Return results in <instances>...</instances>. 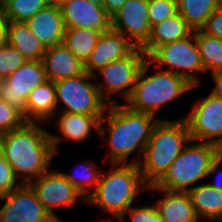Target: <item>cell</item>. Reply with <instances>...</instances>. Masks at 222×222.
<instances>
[{
  "label": "cell",
  "instance_id": "obj_42",
  "mask_svg": "<svg viewBox=\"0 0 222 222\" xmlns=\"http://www.w3.org/2000/svg\"><path fill=\"white\" fill-rule=\"evenodd\" d=\"M9 0H0V8H3V6L8 2Z\"/></svg>",
  "mask_w": 222,
  "mask_h": 222
},
{
  "label": "cell",
  "instance_id": "obj_8",
  "mask_svg": "<svg viewBox=\"0 0 222 222\" xmlns=\"http://www.w3.org/2000/svg\"><path fill=\"white\" fill-rule=\"evenodd\" d=\"M93 75L84 74L54 82L56 88L57 114L62 103V112L85 115H104L109 104L102 98Z\"/></svg>",
  "mask_w": 222,
  "mask_h": 222
},
{
  "label": "cell",
  "instance_id": "obj_21",
  "mask_svg": "<svg viewBox=\"0 0 222 222\" xmlns=\"http://www.w3.org/2000/svg\"><path fill=\"white\" fill-rule=\"evenodd\" d=\"M56 112V88L54 82L48 80L29 94L24 119L26 122L47 123L56 116Z\"/></svg>",
  "mask_w": 222,
  "mask_h": 222
},
{
  "label": "cell",
  "instance_id": "obj_2",
  "mask_svg": "<svg viewBox=\"0 0 222 222\" xmlns=\"http://www.w3.org/2000/svg\"><path fill=\"white\" fill-rule=\"evenodd\" d=\"M49 134L38 122H25L18 129L1 134L0 152L16 177H21L22 184H29L50 170L51 159L56 155Z\"/></svg>",
  "mask_w": 222,
  "mask_h": 222
},
{
  "label": "cell",
  "instance_id": "obj_40",
  "mask_svg": "<svg viewBox=\"0 0 222 222\" xmlns=\"http://www.w3.org/2000/svg\"><path fill=\"white\" fill-rule=\"evenodd\" d=\"M49 4L55 5V6H61L63 3L67 2L68 0H48Z\"/></svg>",
  "mask_w": 222,
  "mask_h": 222
},
{
  "label": "cell",
  "instance_id": "obj_24",
  "mask_svg": "<svg viewBox=\"0 0 222 222\" xmlns=\"http://www.w3.org/2000/svg\"><path fill=\"white\" fill-rule=\"evenodd\" d=\"M8 44L26 60H42L46 48L30 31L26 22H9Z\"/></svg>",
  "mask_w": 222,
  "mask_h": 222
},
{
  "label": "cell",
  "instance_id": "obj_30",
  "mask_svg": "<svg viewBox=\"0 0 222 222\" xmlns=\"http://www.w3.org/2000/svg\"><path fill=\"white\" fill-rule=\"evenodd\" d=\"M177 14L176 0H148V16L151 26Z\"/></svg>",
  "mask_w": 222,
  "mask_h": 222
},
{
  "label": "cell",
  "instance_id": "obj_28",
  "mask_svg": "<svg viewBox=\"0 0 222 222\" xmlns=\"http://www.w3.org/2000/svg\"><path fill=\"white\" fill-rule=\"evenodd\" d=\"M77 169L74 171L75 174H68L65 172L62 173L66 179L82 194V196L87 199L96 190L100 181L102 170L100 171L96 164L85 161L82 163V165H78ZM91 188H94L92 192H90Z\"/></svg>",
  "mask_w": 222,
  "mask_h": 222
},
{
  "label": "cell",
  "instance_id": "obj_32",
  "mask_svg": "<svg viewBox=\"0 0 222 222\" xmlns=\"http://www.w3.org/2000/svg\"><path fill=\"white\" fill-rule=\"evenodd\" d=\"M25 122L18 109L0 99V134L18 129Z\"/></svg>",
  "mask_w": 222,
  "mask_h": 222
},
{
  "label": "cell",
  "instance_id": "obj_11",
  "mask_svg": "<svg viewBox=\"0 0 222 222\" xmlns=\"http://www.w3.org/2000/svg\"><path fill=\"white\" fill-rule=\"evenodd\" d=\"M46 81L42 60H27L6 79L0 80V99L18 109L24 117L29 94Z\"/></svg>",
  "mask_w": 222,
  "mask_h": 222
},
{
  "label": "cell",
  "instance_id": "obj_10",
  "mask_svg": "<svg viewBox=\"0 0 222 222\" xmlns=\"http://www.w3.org/2000/svg\"><path fill=\"white\" fill-rule=\"evenodd\" d=\"M189 111L183 119L191 140L212 143L222 149V98L209 93Z\"/></svg>",
  "mask_w": 222,
  "mask_h": 222
},
{
  "label": "cell",
  "instance_id": "obj_25",
  "mask_svg": "<svg viewBox=\"0 0 222 222\" xmlns=\"http://www.w3.org/2000/svg\"><path fill=\"white\" fill-rule=\"evenodd\" d=\"M177 13L193 30H200L222 0H176Z\"/></svg>",
  "mask_w": 222,
  "mask_h": 222
},
{
  "label": "cell",
  "instance_id": "obj_29",
  "mask_svg": "<svg viewBox=\"0 0 222 222\" xmlns=\"http://www.w3.org/2000/svg\"><path fill=\"white\" fill-rule=\"evenodd\" d=\"M47 5L48 0H9L2 9L9 21L26 22Z\"/></svg>",
  "mask_w": 222,
  "mask_h": 222
},
{
  "label": "cell",
  "instance_id": "obj_38",
  "mask_svg": "<svg viewBox=\"0 0 222 222\" xmlns=\"http://www.w3.org/2000/svg\"><path fill=\"white\" fill-rule=\"evenodd\" d=\"M128 0H104V9L112 17Z\"/></svg>",
  "mask_w": 222,
  "mask_h": 222
},
{
  "label": "cell",
  "instance_id": "obj_15",
  "mask_svg": "<svg viewBox=\"0 0 222 222\" xmlns=\"http://www.w3.org/2000/svg\"><path fill=\"white\" fill-rule=\"evenodd\" d=\"M59 7L66 29L89 28L101 33L111 29V17L104 7L89 0H68Z\"/></svg>",
  "mask_w": 222,
  "mask_h": 222
},
{
  "label": "cell",
  "instance_id": "obj_14",
  "mask_svg": "<svg viewBox=\"0 0 222 222\" xmlns=\"http://www.w3.org/2000/svg\"><path fill=\"white\" fill-rule=\"evenodd\" d=\"M111 28L123 34L132 44L142 48L150 38L148 0H128L111 17Z\"/></svg>",
  "mask_w": 222,
  "mask_h": 222
},
{
  "label": "cell",
  "instance_id": "obj_1",
  "mask_svg": "<svg viewBox=\"0 0 222 222\" xmlns=\"http://www.w3.org/2000/svg\"><path fill=\"white\" fill-rule=\"evenodd\" d=\"M107 112V114H106ZM103 118L99 123V135L104 136L108 131L110 162L120 164H139L147 146L152 130L160 118L130 109L126 104H111L108 106ZM108 130L104 129L105 123ZM106 131V132H105ZM137 151L141 155L139 159L128 162V157Z\"/></svg>",
  "mask_w": 222,
  "mask_h": 222
},
{
  "label": "cell",
  "instance_id": "obj_13",
  "mask_svg": "<svg viewBox=\"0 0 222 222\" xmlns=\"http://www.w3.org/2000/svg\"><path fill=\"white\" fill-rule=\"evenodd\" d=\"M0 222H58L38 201L28 184L0 196Z\"/></svg>",
  "mask_w": 222,
  "mask_h": 222
},
{
  "label": "cell",
  "instance_id": "obj_33",
  "mask_svg": "<svg viewBox=\"0 0 222 222\" xmlns=\"http://www.w3.org/2000/svg\"><path fill=\"white\" fill-rule=\"evenodd\" d=\"M18 182L13 168L0 152V196L20 188L23 184Z\"/></svg>",
  "mask_w": 222,
  "mask_h": 222
},
{
  "label": "cell",
  "instance_id": "obj_6",
  "mask_svg": "<svg viewBox=\"0 0 222 222\" xmlns=\"http://www.w3.org/2000/svg\"><path fill=\"white\" fill-rule=\"evenodd\" d=\"M220 152L217 145L191 140L154 185L169 191L188 192L208 178L211 164Z\"/></svg>",
  "mask_w": 222,
  "mask_h": 222
},
{
  "label": "cell",
  "instance_id": "obj_22",
  "mask_svg": "<svg viewBox=\"0 0 222 222\" xmlns=\"http://www.w3.org/2000/svg\"><path fill=\"white\" fill-rule=\"evenodd\" d=\"M192 32L193 30L187 25L186 21L177 13L152 26L150 38L141 49L148 56L155 48L184 39Z\"/></svg>",
  "mask_w": 222,
  "mask_h": 222
},
{
  "label": "cell",
  "instance_id": "obj_18",
  "mask_svg": "<svg viewBox=\"0 0 222 222\" xmlns=\"http://www.w3.org/2000/svg\"><path fill=\"white\" fill-rule=\"evenodd\" d=\"M26 24L45 48L62 44L66 28L60 7L49 4L28 19Z\"/></svg>",
  "mask_w": 222,
  "mask_h": 222
},
{
  "label": "cell",
  "instance_id": "obj_19",
  "mask_svg": "<svg viewBox=\"0 0 222 222\" xmlns=\"http://www.w3.org/2000/svg\"><path fill=\"white\" fill-rule=\"evenodd\" d=\"M42 62L47 79L52 82L85 73L84 63L63 43L46 48Z\"/></svg>",
  "mask_w": 222,
  "mask_h": 222
},
{
  "label": "cell",
  "instance_id": "obj_39",
  "mask_svg": "<svg viewBox=\"0 0 222 222\" xmlns=\"http://www.w3.org/2000/svg\"><path fill=\"white\" fill-rule=\"evenodd\" d=\"M215 86L210 92L212 95L222 98V70L211 72Z\"/></svg>",
  "mask_w": 222,
  "mask_h": 222
},
{
  "label": "cell",
  "instance_id": "obj_12",
  "mask_svg": "<svg viewBox=\"0 0 222 222\" xmlns=\"http://www.w3.org/2000/svg\"><path fill=\"white\" fill-rule=\"evenodd\" d=\"M36 193L38 201L58 222L60 219L54 208L73 206L77 199L86 202L82 194L66 179L61 171H47L28 184Z\"/></svg>",
  "mask_w": 222,
  "mask_h": 222
},
{
  "label": "cell",
  "instance_id": "obj_23",
  "mask_svg": "<svg viewBox=\"0 0 222 222\" xmlns=\"http://www.w3.org/2000/svg\"><path fill=\"white\" fill-rule=\"evenodd\" d=\"M198 219L222 221V192L209 183L195 186L188 191Z\"/></svg>",
  "mask_w": 222,
  "mask_h": 222
},
{
  "label": "cell",
  "instance_id": "obj_36",
  "mask_svg": "<svg viewBox=\"0 0 222 222\" xmlns=\"http://www.w3.org/2000/svg\"><path fill=\"white\" fill-rule=\"evenodd\" d=\"M222 165V149L220 154L217 156V158L212 162L211 168L208 173V177L211 176L213 173H217V178L215 183H210L209 185L213 188H215L218 191L222 192V171H219V167Z\"/></svg>",
  "mask_w": 222,
  "mask_h": 222
},
{
  "label": "cell",
  "instance_id": "obj_16",
  "mask_svg": "<svg viewBox=\"0 0 222 222\" xmlns=\"http://www.w3.org/2000/svg\"><path fill=\"white\" fill-rule=\"evenodd\" d=\"M135 48L136 46L123 34L111 28L101 33L96 46L84 63L85 72L94 75L109 63L128 56Z\"/></svg>",
  "mask_w": 222,
  "mask_h": 222
},
{
  "label": "cell",
  "instance_id": "obj_26",
  "mask_svg": "<svg viewBox=\"0 0 222 222\" xmlns=\"http://www.w3.org/2000/svg\"><path fill=\"white\" fill-rule=\"evenodd\" d=\"M101 32L89 28H70L65 30L63 44L83 63L93 51Z\"/></svg>",
  "mask_w": 222,
  "mask_h": 222
},
{
  "label": "cell",
  "instance_id": "obj_35",
  "mask_svg": "<svg viewBox=\"0 0 222 222\" xmlns=\"http://www.w3.org/2000/svg\"><path fill=\"white\" fill-rule=\"evenodd\" d=\"M200 30L207 35L214 36L222 40V3L208 18L205 25Z\"/></svg>",
  "mask_w": 222,
  "mask_h": 222
},
{
  "label": "cell",
  "instance_id": "obj_4",
  "mask_svg": "<svg viewBox=\"0 0 222 222\" xmlns=\"http://www.w3.org/2000/svg\"><path fill=\"white\" fill-rule=\"evenodd\" d=\"M109 173H103L96 190L86 202L98 206L116 219H120L132 207L140 191L149 185L144 181L137 164L112 163Z\"/></svg>",
  "mask_w": 222,
  "mask_h": 222
},
{
  "label": "cell",
  "instance_id": "obj_5",
  "mask_svg": "<svg viewBox=\"0 0 222 222\" xmlns=\"http://www.w3.org/2000/svg\"><path fill=\"white\" fill-rule=\"evenodd\" d=\"M150 66L152 65L148 60L142 65L133 93L125 104L134 111L156 116L161 106L194 89L195 86L184 77L161 69L157 73L147 75Z\"/></svg>",
  "mask_w": 222,
  "mask_h": 222
},
{
  "label": "cell",
  "instance_id": "obj_41",
  "mask_svg": "<svg viewBox=\"0 0 222 222\" xmlns=\"http://www.w3.org/2000/svg\"><path fill=\"white\" fill-rule=\"evenodd\" d=\"M91 3L96 4V5H100V6H104V0H89Z\"/></svg>",
  "mask_w": 222,
  "mask_h": 222
},
{
  "label": "cell",
  "instance_id": "obj_3",
  "mask_svg": "<svg viewBox=\"0 0 222 222\" xmlns=\"http://www.w3.org/2000/svg\"><path fill=\"white\" fill-rule=\"evenodd\" d=\"M191 141L186 121L160 119L154 126L138 166L144 181L155 184Z\"/></svg>",
  "mask_w": 222,
  "mask_h": 222
},
{
  "label": "cell",
  "instance_id": "obj_17",
  "mask_svg": "<svg viewBox=\"0 0 222 222\" xmlns=\"http://www.w3.org/2000/svg\"><path fill=\"white\" fill-rule=\"evenodd\" d=\"M57 120L58 129L62 137L50 135L51 144L57 155L59 144L63 139L73 142H84L90 137L92 130L99 131V123L104 115H85L77 113L61 112Z\"/></svg>",
  "mask_w": 222,
  "mask_h": 222
},
{
  "label": "cell",
  "instance_id": "obj_34",
  "mask_svg": "<svg viewBox=\"0 0 222 222\" xmlns=\"http://www.w3.org/2000/svg\"><path fill=\"white\" fill-rule=\"evenodd\" d=\"M127 213L130 216L131 222H162L161 217L155 205L143 207H131L119 221L123 222Z\"/></svg>",
  "mask_w": 222,
  "mask_h": 222
},
{
  "label": "cell",
  "instance_id": "obj_7",
  "mask_svg": "<svg viewBox=\"0 0 222 222\" xmlns=\"http://www.w3.org/2000/svg\"><path fill=\"white\" fill-rule=\"evenodd\" d=\"M150 63H156L161 70L184 77L191 85L197 87L200 83L196 73H205L204 65L199 53L195 31L184 39L167 43L155 48L148 56ZM159 64V65H158Z\"/></svg>",
  "mask_w": 222,
  "mask_h": 222
},
{
  "label": "cell",
  "instance_id": "obj_31",
  "mask_svg": "<svg viewBox=\"0 0 222 222\" xmlns=\"http://www.w3.org/2000/svg\"><path fill=\"white\" fill-rule=\"evenodd\" d=\"M26 61L27 60L9 44L0 47V80L6 79Z\"/></svg>",
  "mask_w": 222,
  "mask_h": 222
},
{
  "label": "cell",
  "instance_id": "obj_20",
  "mask_svg": "<svg viewBox=\"0 0 222 222\" xmlns=\"http://www.w3.org/2000/svg\"><path fill=\"white\" fill-rule=\"evenodd\" d=\"M150 191L163 193V197L154 204L162 222H197V218L188 192L169 191L154 184L148 187Z\"/></svg>",
  "mask_w": 222,
  "mask_h": 222
},
{
  "label": "cell",
  "instance_id": "obj_9",
  "mask_svg": "<svg viewBox=\"0 0 222 222\" xmlns=\"http://www.w3.org/2000/svg\"><path fill=\"white\" fill-rule=\"evenodd\" d=\"M146 60L143 50L136 47L128 56L115 60L94 73V79L97 76L103 78L102 82H96V86L109 105L118 103V100L111 99L110 95L114 93H119L125 101L131 97L139 71Z\"/></svg>",
  "mask_w": 222,
  "mask_h": 222
},
{
  "label": "cell",
  "instance_id": "obj_37",
  "mask_svg": "<svg viewBox=\"0 0 222 222\" xmlns=\"http://www.w3.org/2000/svg\"><path fill=\"white\" fill-rule=\"evenodd\" d=\"M9 20L5 16L4 11L0 8V47L8 44V25Z\"/></svg>",
  "mask_w": 222,
  "mask_h": 222
},
{
  "label": "cell",
  "instance_id": "obj_27",
  "mask_svg": "<svg viewBox=\"0 0 222 222\" xmlns=\"http://www.w3.org/2000/svg\"><path fill=\"white\" fill-rule=\"evenodd\" d=\"M196 44L201 55L205 72L222 70V40L195 30Z\"/></svg>",
  "mask_w": 222,
  "mask_h": 222
}]
</instances>
